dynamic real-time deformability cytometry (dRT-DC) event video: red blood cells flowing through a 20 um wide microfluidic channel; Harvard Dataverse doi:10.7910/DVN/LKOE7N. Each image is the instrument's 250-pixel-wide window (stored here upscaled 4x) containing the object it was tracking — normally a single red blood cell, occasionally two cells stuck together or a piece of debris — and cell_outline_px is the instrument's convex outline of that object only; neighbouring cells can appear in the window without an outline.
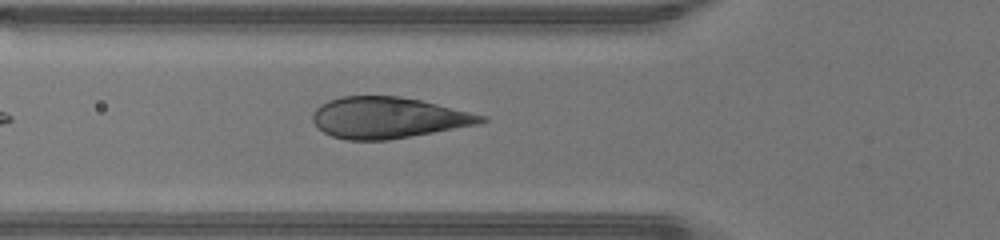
{"species": "human", "species_latin": "Homo sapiens", "temperature_condition": "warm", "stored_images_in_passage": 21, "camera_frame_rate_fps": 3000, "um_per_image_px": 0.085, "donor": {"sex": "male"}, "frame": {"image": 1, "passage_image": 4, "time_ms": 1.0, "image_size_px": [1000, 240], "cell_outline_px": [[488, 120], [480, 124], [388, 140], [348, 140], [332, 136], [324, 132], [312, 120], [312, 112], [320, 104], [328, 100], [340, 96], [400, 96], [420, 100], [488, 116]], "centroid_in_image_um": [32.99, 10.0], "position_along_channel_um": 92.8, "area_um2": 40.4}}
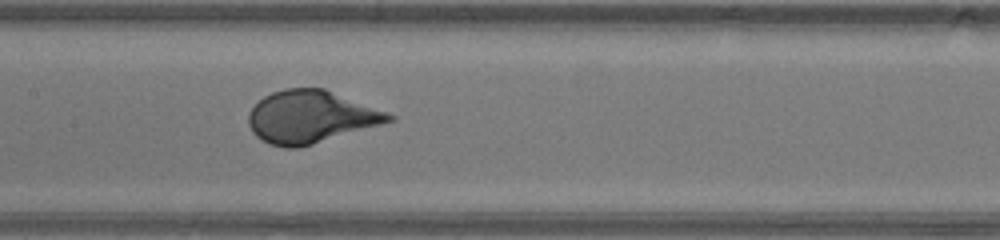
{"frame": {"image": 2, "passage_image": 10, "time_ms": 3.0, "image_size_px": [1000, 240], "cell_outline_px": [[396, 120], [312, 144], [296, 148], [284, 148], [272, 144], [256, 136], [252, 132], [248, 124], [248, 112], [264, 96], [272, 92], [284, 88], [324, 88], [396, 116]], "centroid_in_image_um": [26.39, 9.93], "position_along_channel_um": 181.0, "area_um2": 42.48}}
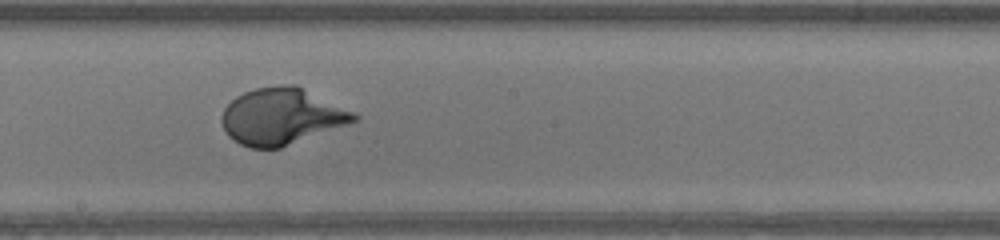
{"frame": {"image": 3, "passage_image": 13, "time_ms": 4.0, "image_size_px": [1000, 240], "cell_outline_px": [[360, 120], [280, 148], [252, 148], [240, 144], [228, 136], [220, 120], [220, 116], [224, 108], [236, 96], [244, 92], [256, 88], [280, 84], [296, 84], [360, 116]], "centroid_in_image_um": [23.91, 9.89], "position_along_channel_um": 224.3, "area_um2": 43.41}}